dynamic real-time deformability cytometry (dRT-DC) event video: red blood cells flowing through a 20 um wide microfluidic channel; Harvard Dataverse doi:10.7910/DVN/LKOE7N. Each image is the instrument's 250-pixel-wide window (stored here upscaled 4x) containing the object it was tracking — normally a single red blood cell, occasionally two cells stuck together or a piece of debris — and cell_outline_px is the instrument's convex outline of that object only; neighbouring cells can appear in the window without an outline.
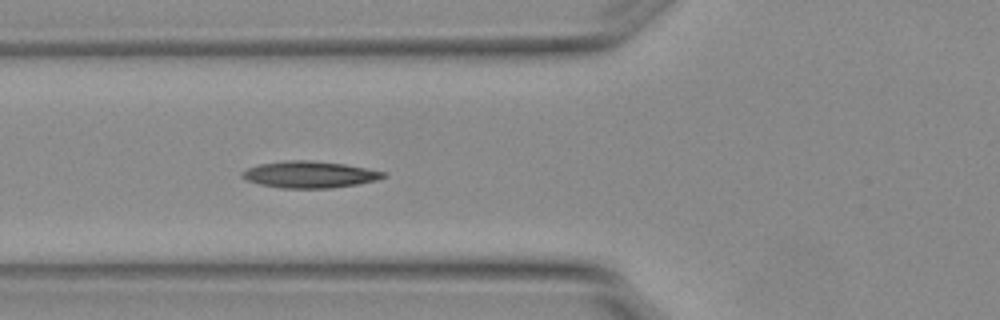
{"species": "Egyptian fruit bat (a non-hibernating species)", "species_latin": "Rousettus aegyptiacus", "temperature_condition": "warm", "stored_images_in_passage": 5, "camera_frame_rate_fps": 3000, "um_per_image_px": 0.085, "animal": {"sex": "female"}, "frame": {"image": 1, "passage_image": 5, "time_ms": 1.333, "image_size_px": [1000, 320], "cell_outline_px": [[388, 176], [376, 180], [356, 184], [332, 188], [280, 188], [260, 184], [248, 180], [240, 176], [240, 172], [248, 168], [260, 164], [284, 160], [308, 160], [344, 164], [388, 172]], "centroid_in_image_um": [26.33, 14.83], "position_along_channel_um": 99.5, "area_um2": 21.96}}